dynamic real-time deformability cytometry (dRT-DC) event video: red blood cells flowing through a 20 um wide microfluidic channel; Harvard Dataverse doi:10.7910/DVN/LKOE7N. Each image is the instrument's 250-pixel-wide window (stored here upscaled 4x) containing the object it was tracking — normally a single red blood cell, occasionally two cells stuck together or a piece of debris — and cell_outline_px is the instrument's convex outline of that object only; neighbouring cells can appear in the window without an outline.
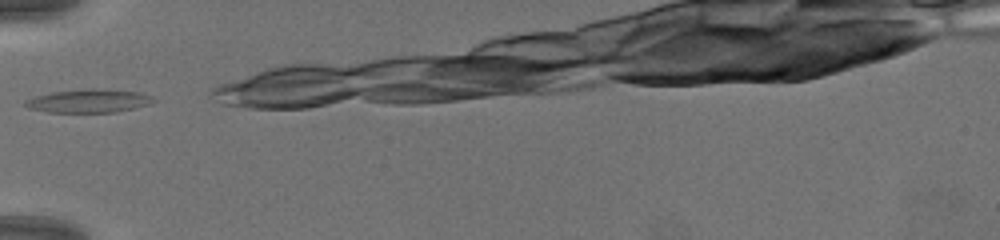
{"species": "common noctule bat (a hibernating species)", "species_latin": "Nyctalus noctula", "temperature_condition": "warm", "stored_images_in_passage": 30, "camera_frame_rate_fps": 3000, "um_per_image_px": 0.085, "animal": {"sex": "female", "body_mass_g": 19.5, "forearm_length_mm": 54.1}, "frame": {"image": 1, "passage_image": 1, "time_ms": 0.0, "image_size_px": [1000, 240], "cell_outline_px": [[156, 100], [152, 104], [116, 112], [48, 112], [28, 108], [24, 104], [24, 100], [36, 96], [52, 92], [88, 88], [96, 88], [140, 92], [152, 96]], "centroid_in_image_um": [7.58, 8.57], "position_along_channel_um": 77.4, "area_um2": 17.57}}
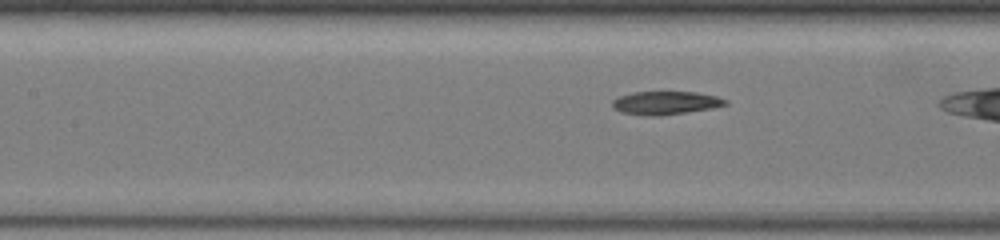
{"frame": {"image": 2, "passage_image": 8, "time_ms": 2.333, "image_size_px": [1000, 240], "cell_outline_px": [[728, 104], [712, 108], [660, 116], [640, 116], [620, 112], [612, 108], [612, 100], [620, 96], [632, 92], [696, 92], [716, 96], [728, 100]], "centroid_in_image_um": [56.53, 8.75], "position_along_channel_um": 150.9, "area_um2": 15.49}}
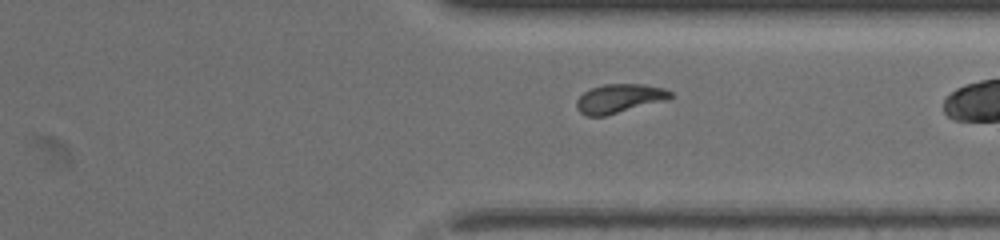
{"frame": {"image": 3, "passage_image": 28, "time_ms": 9.0, "image_size_px": [1000, 240], "cell_outline_px": [[672, 96], [668, 100], [604, 116], [584, 116], [576, 108], [576, 100], [584, 92], [592, 88], [604, 84], [644, 84], [664, 88], [672, 92]], "centroid_in_image_um": [52.64, 8.37], "position_along_channel_um": 358.8, "area_um2": 15.9}}